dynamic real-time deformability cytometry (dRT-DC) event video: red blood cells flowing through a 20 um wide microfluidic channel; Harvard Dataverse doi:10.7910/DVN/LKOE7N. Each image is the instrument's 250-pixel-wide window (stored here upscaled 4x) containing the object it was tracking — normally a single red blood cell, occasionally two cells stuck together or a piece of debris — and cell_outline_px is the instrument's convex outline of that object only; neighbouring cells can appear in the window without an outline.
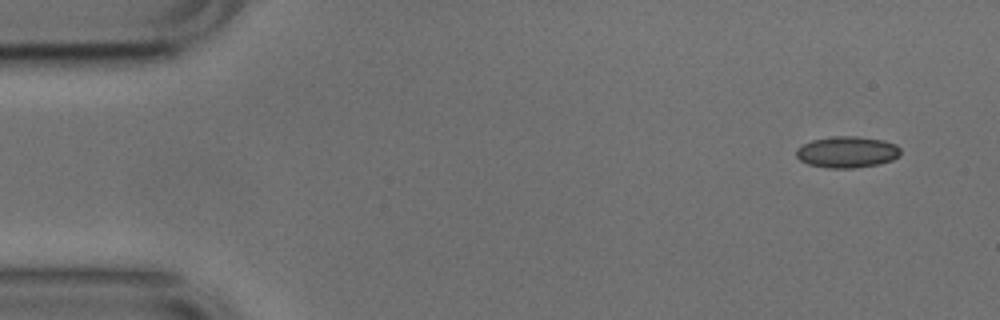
{"species": "common noctule bat (a hibernating species)", "species_latin": "Nyctalus noctula", "temperature_condition": "cold", "stored_images_in_passage": 50, "camera_frame_rate_fps": 3000, "um_per_image_px": 0.085, "animal": {"sex": "male", "body_mass_g": 17.9, "forearm_length_mm": 54.2}, "frame": {"image": 1, "passage_image": 1, "time_ms": 0.0, "image_size_px": [1000, 320], "cell_outline_px": [[900, 156], [892, 160], [876, 164], [852, 168], [828, 168], [808, 164], [800, 160], [796, 156], [796, 148], [812, 140], [832, 136], [856, 136], [884, 140], [896, 144], [900, 148]], "centroid_in_image_um": [72.0, 12.91], "position_along_channel_um": 13.0, "area_um2": 19.07}}
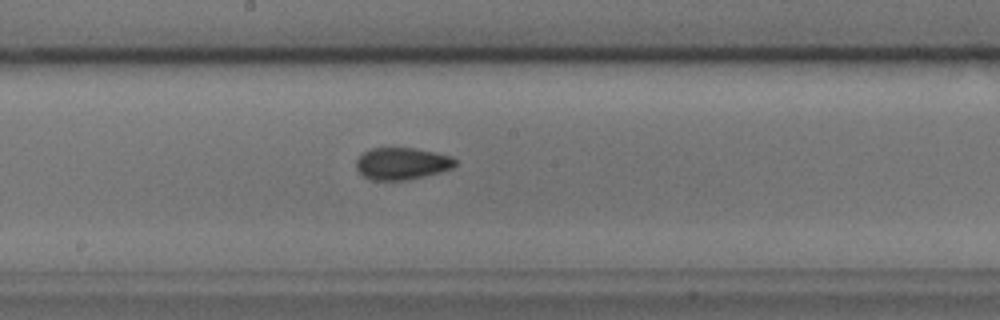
{"frame": {"image": 2, "passage_image": 25, "time_ms": 8.0, "image_size_px": [1000, 320], "cell_outline_px": [[456, 164], [452, 168], [440, 172], [424, 176], [404, 180], [372, 180], [364, 176], [356, 168], [356, 160], [364, 152], [372, 148], [416, 148], [436, 152], [452, 156], [456, 160]], "centroid_in_image_um": [34.18, 13.89], "position_along_channel_um": 214.0, "area_um2": 18.44}}
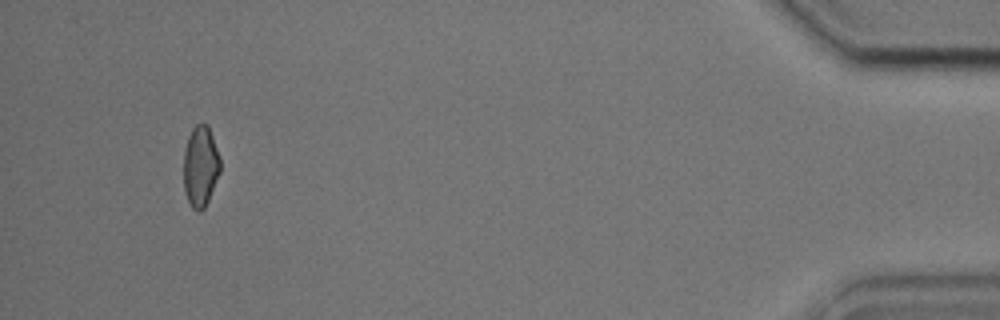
{"frame": {"image": 3, "passage_image": 47, "time_ms": 15.333, "image_size_px": [1000, 320], "cell_outline_px": [[220, 172], [208, 200], [204, 208], [200, 212], [196, 212], [192, 208], [184, 192], [184, 152], [188, 136], [192, 128], [196, 124], [208, 124], [220, 156]], "centroid_in_image_um": [17.04, 14.13], "position_along_channel_um": 418.2, "area_um2": 17.34}, "authors_computed_cell_mechanics": {"area_um2": 18.0914, "velocity_mm_per_s": 3.7904, "shape_relaxation_time_tau1_ms": null, "shape_relaxation_time_tau2_ms": 3.3084, "deformation_change_tau1": null, "deformation_change_tau2": 0.0866}}